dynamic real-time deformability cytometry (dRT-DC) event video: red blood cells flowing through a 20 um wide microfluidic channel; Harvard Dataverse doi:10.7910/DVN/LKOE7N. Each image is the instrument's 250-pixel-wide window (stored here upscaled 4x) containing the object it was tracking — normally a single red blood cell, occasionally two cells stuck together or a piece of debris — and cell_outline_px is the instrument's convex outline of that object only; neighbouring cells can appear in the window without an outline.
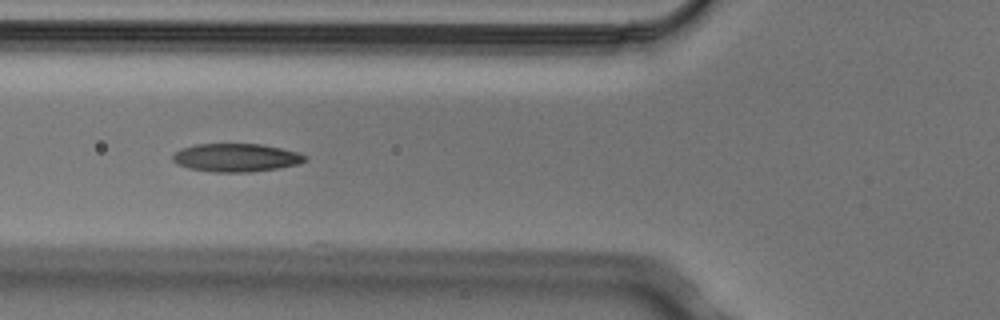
{"species": "Egyptian fruit bat (a non-hibernating species)", "species_latin": "Rousettus aegyptiacus", "temperature_condition": "cold", "stored_images_in_passage": 8, "camera_frame_rate_fps": 3000, "um_per_image_px": 0.085, "animal": {"sex": "male"}, "frame": {"image": 1, "passage_image": 6, "time_ms": 1.667, "image_size_px": [1000, 320], "cell_outline_px": [[308, 160], [296, 164], [276, 168], [248, 172], [216, 172], [188, 168], [176, 164], [172, 160], [172, 156], [180, 148], [196, 144], [260, 144], [280, 148], [296, 152], [308, 156]], "centroid_in_image_um": [20.03, 13.39], "position_along_channel_um": 105.8, "area_um2": 21.62}}
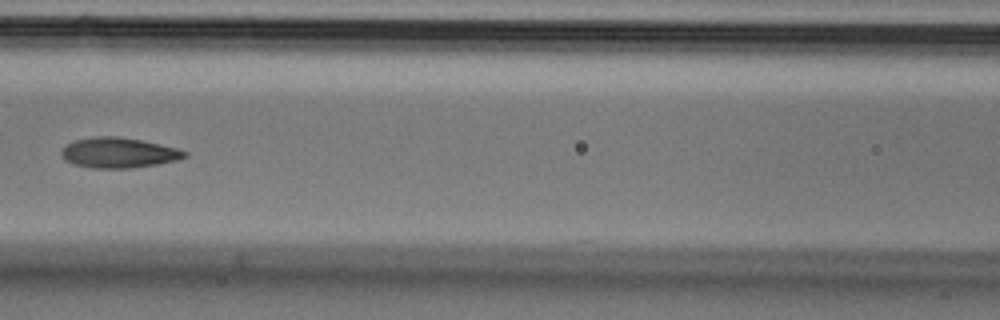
{"frame": {"image": 2, "passage_image": 7, "time_ms": 2.0, "image_size_px": [1000, 320], "cell_outline_px": [[188, 156], [176, 160], [156, 164], [128, 168], [92, 168], [72, 164], [64, 160], [60, 152], [68, 144], [76, 140], [92, 136], [116, 136], [140, 140], [160, 144], [176, 148], [188, 152]], "centroid_in_image_um": [10.06, 12.98], "position_along_channel_um": 156.5, "area_um2": 21.62}}
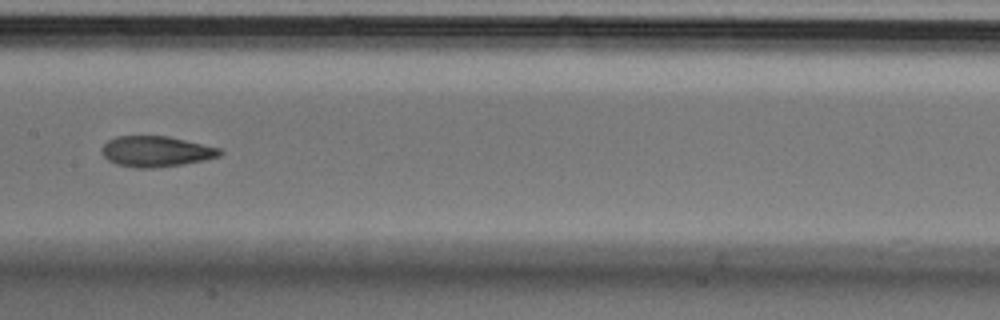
{"frame": {"image": 3, "passage_image": 8, "time_ms": 2.333, "image_size_px": [1000, 320], "cell_outline_px": [[224, 152], [220, 156], [204, 160], [184, 164], [152, 168], [136, 168], [116, 164], [108, 160], [100, 152], [100, 148], [108, 140], [116, 136], [168, 136], [220, 148]], "centroid_in_image_um": [13.25, 12.87], "position_along_channel_um": 194.2, "area_um2": 21.21}}